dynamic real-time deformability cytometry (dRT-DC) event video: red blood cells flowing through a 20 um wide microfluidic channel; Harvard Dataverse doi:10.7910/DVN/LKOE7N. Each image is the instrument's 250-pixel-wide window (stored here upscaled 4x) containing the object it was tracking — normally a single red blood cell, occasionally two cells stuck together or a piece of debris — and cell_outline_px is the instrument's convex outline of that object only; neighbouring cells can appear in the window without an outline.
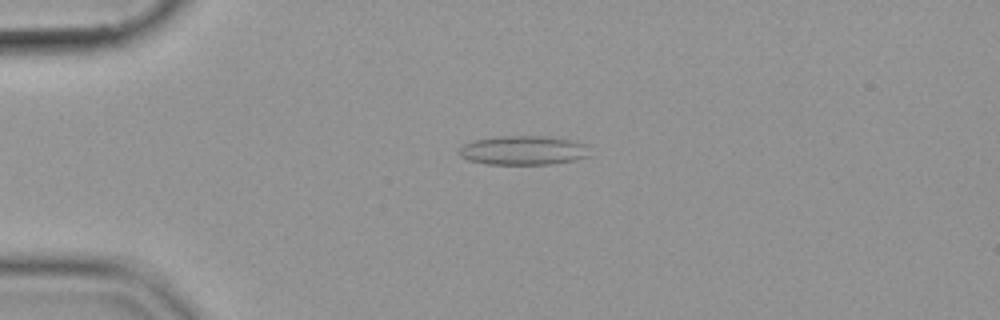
{"species": "common noctule bat (a hibernating species)", "species_latin": "Nyctalus noctula", "temperature_condition": "cold", "stored_images_in_passage": 54, "camera_frame_rate_fps": 3000, "um_per_image_px": 0.085, "animal": {"sex": "female", "body_mass_g": 19.9}, "frame": {"image": 1, "passage_image": 13, "time_ms": 4.0, "image_size_px": [1000, 320], "cell_outline_px": [[588, 156], [576, 160], [548, 164], [484, 164], [468, 160], [460, 156], [456, 152], [464, 144], [476, 140], [500, 136], [548, 136], [576, 140], [588, 144]], "centroid_in_image_um": [44.5, 12.77], "position_along_channel_um": 40.5, "area_um2": 22.43}}
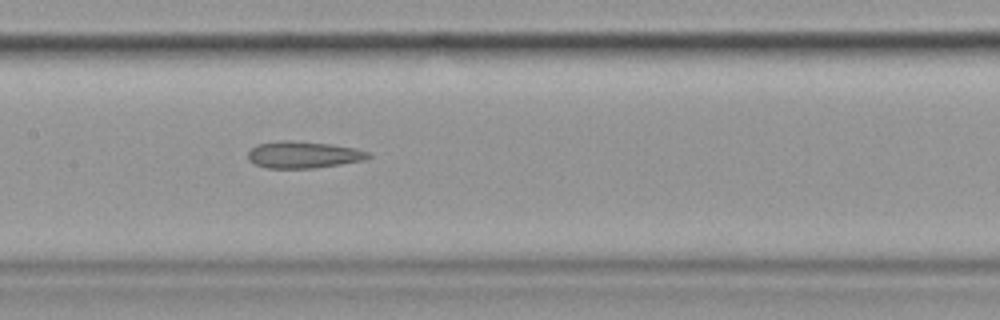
{"frame": {"image": 2, "passage_image": 27, "time_ms": 8.667, "image_size_px": [1000, 320], "cell_outline_px": [[372, 156], [364, 160], [340, 164], [312, 168], [268, 168], [256, 164], [248, 160], [248, 152], [256, 144], [284, 140], [292, 140], [332, 144], [352, 148], [368, 152]], "centroid_in_image_um": [25.76, 13.14], "position_along_channel_um": 181.6, "area_um2": 18.67}}
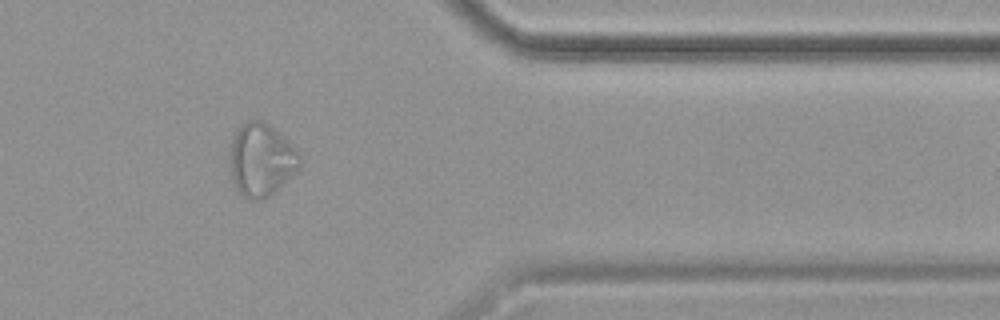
{"frame": {"image": 3, "passage_image": 45, "time_ms": 14.667, "image_size_px": [1000, 320], "cell_outline_px": [[300, 164], [264, 200], [252, 200], [244, 196], [236, 188], [232, 180], [228, 160], [228, 152], [236, 128], [248, 120], [260, 120], [268, 124], [300, 156]], "centroid_in_image_um": [22.08, 13.58], "position_along_channel_um": 389.3, "area_um2": 28.78}}